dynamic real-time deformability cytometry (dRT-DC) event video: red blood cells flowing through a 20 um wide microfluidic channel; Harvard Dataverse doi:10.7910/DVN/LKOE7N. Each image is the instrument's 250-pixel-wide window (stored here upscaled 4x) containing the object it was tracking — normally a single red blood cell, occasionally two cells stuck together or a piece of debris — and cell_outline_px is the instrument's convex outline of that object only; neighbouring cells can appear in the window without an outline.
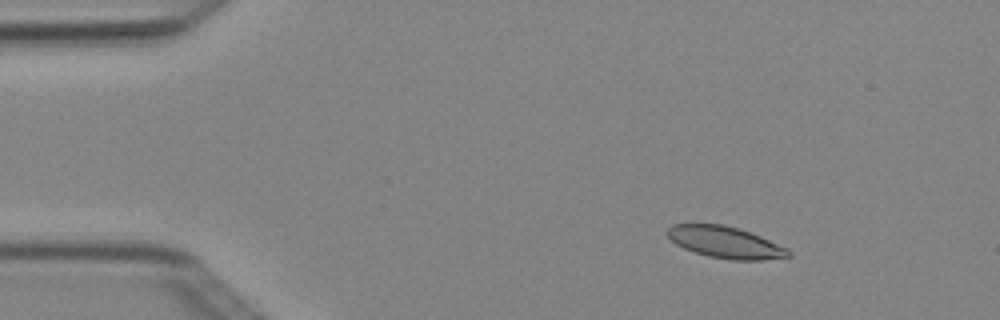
{"species": "Egyptian fruit bat (a non-hibernating species)", "species_latin": "Rousettus aegyptiacus", "temperature_condition": "cold", "stored_images_in_passage": 4, "camera_frame_rate_fps": 3000, "um_per_image_px": 0.085, "animal": {"sex": "female"}, "frame": {"image": 1, "passage_image": 2, "time_ms": 0.333, "image_size_px": [1000, 320], "cell_outline_px": [[792, 256], [764, 260], [732, 260], [708, 256], [684, 248], [676, 244], [668, 236], [668, 228], [672, 224], [720, 224], [736, 228], [760, 236], [788, 248], [792, 252]], "centroid_in_image_um": [61.69, 20.61], "position_along_channel_um": 23.3, "area_um2": 22.08}}